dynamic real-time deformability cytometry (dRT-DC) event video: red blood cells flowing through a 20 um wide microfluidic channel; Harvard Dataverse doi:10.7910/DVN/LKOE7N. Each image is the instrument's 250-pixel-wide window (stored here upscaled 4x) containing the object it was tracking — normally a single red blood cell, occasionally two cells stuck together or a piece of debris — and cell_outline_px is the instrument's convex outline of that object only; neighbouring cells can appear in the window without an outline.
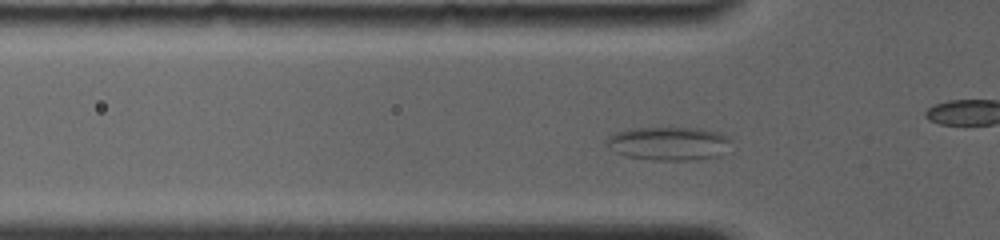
{"species": "common noctule bat (a hibernating species)", "species_latin": "Nyctalus noctula", "temperature_condition": "room temperature", "stored_images_in_passage": 59, "camera_frame_rate_fps": 4000, "um_per_image_px": 0.085, "animal": {"sex": "female", "body_mass_g": 19.0, "forearm_length_mm": 56.7}, "frame": {"image": 1, "passage_image": 17, "time_ms": 4.0, "image_size_px": [1000, 240], "cell_outline_px": [[732, 140], [720, 156], [688, 160], [656, 160], [628, 156], [616, 152], [604, 140], [608, 136], [616, 132], [628, 128], [700, 128], [720, 132], [728, 136]], "centroid_in_image_um": [56.86, 12.18], "position_along_channel_um": 68.9, "area_um2": 24.22}}
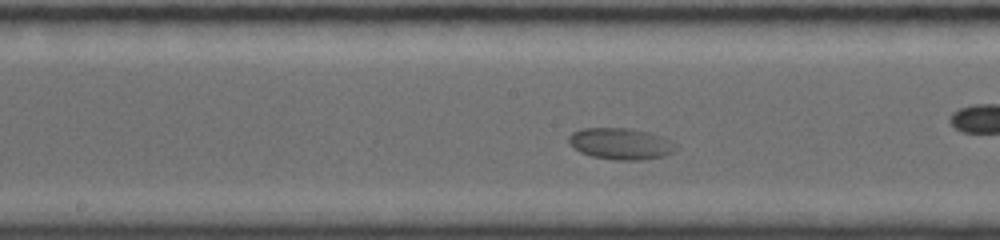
{"frame": {"image": 2, "passage_image": 31, "time_ms": 7.5, "image_size_px": [1000, 240], "cell_outline_px": [[680, 148], [664, 156], [640, 160], [616, 160], [592, 156], [580, 152], [568, 140], [568, 136], [572, 132], [580, 128], [624, 128], [648, 132], [660, 136], [680, 144]], "centroid_in_image_um": [52.8, 12.22], "position_along_channel_um": 195.4, "area_um2": 19.65}}
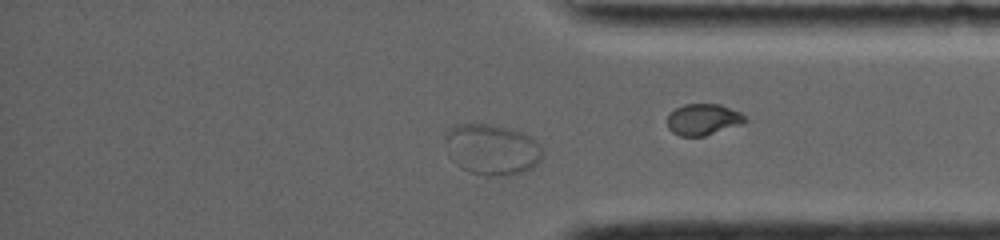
{"frame": {"image": 3, "passage_image": 53, "time_ms": 13.0, "image_size_px": [1000, 240], "cell_outline_px": [[544, 152], [540, 160], [532, 168], [524, 172], [508, 176], [488, 176], [468, 172], [460, 168], [448, 156], [444, 136], [448, 128], [456, 124], [492, 124], [508, 128], [520, 132], [536, 140], [540, 144]], "centroid_in_image_um": [41.79, 12.72], "position_along_channel_um": 393.4, "area_um2": 29.3}}